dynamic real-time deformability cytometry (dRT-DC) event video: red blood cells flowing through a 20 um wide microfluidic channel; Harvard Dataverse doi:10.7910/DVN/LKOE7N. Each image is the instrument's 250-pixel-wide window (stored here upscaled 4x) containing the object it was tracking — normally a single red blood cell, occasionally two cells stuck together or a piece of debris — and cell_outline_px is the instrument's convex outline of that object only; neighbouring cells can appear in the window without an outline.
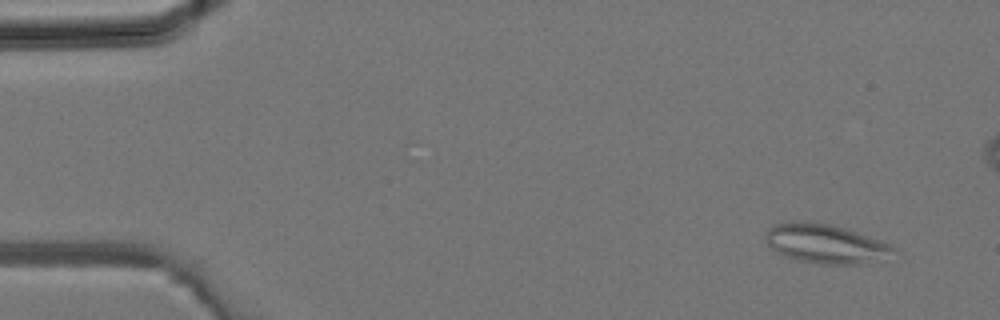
{"species": "common noctule bat (a hibernating species)", "species_latin": "Nyctalus noctula", "temperature_condition": "room temperature", "stored_images_in_passage": 34, "segment_of_instrument_passage": [1, 2], "camera_frame_rate_fps": 3000, "um_per_image_px": 0.085, "animal": {"sex": "male", "body_mass_g": 19.2, "forearm_length_mm": 51.8}, "frame": {"image": 1, "passage_image": 2, "time_ms": 0.333, "image_size_px": [1000, 320], "cell_outline_px": [[900, 252], [868, 264], [820, 264], [800, 260], [776, 252], [768, 244], [764, 236], [768, 228], [772, 224], [788, 220], [812, 220], [848, 228], [892, 244]], "centroid_in_image_um": [70.21, 20.68], "position_along_channel_um": 14.8, "area_um2": 30.06}}